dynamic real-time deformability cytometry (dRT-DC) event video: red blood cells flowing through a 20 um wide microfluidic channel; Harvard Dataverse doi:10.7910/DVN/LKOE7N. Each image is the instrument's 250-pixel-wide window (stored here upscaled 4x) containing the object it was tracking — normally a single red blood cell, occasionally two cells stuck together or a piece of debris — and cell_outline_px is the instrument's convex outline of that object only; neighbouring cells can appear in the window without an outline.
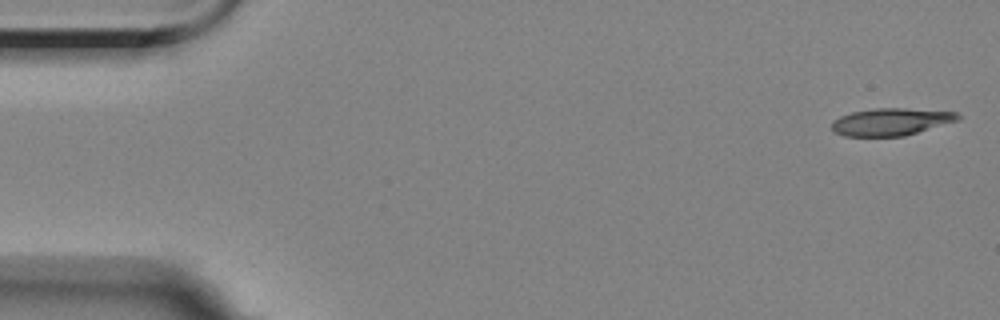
{"species": "Egyptian fruit bat (a non-hibernating species)", "species_latin": "Rousettus aegyptiacus", "temperature_condition": "room temperature", "stored_images_in_passage": 4, "camera_frame_rate_fps": 3000, "um_per_image_px": 0.085, "animal": {"sex": "female"}, "frame": {"image": 1, "passage_image": 1, "time_ms": 0.0, "image_size_px": [1000, 320], "cell_outline_px": [[960, 120], [904, 136], [844, 136], [832, 132], [832, 120], [840, 116], [852, 112], [876, 108], [904, 108], [956, 112], [960, 116]], "centroid_in_image_um": [75.71, 10.35], "position_along_channel_um": 9.3, "area_um2": 20.11}}